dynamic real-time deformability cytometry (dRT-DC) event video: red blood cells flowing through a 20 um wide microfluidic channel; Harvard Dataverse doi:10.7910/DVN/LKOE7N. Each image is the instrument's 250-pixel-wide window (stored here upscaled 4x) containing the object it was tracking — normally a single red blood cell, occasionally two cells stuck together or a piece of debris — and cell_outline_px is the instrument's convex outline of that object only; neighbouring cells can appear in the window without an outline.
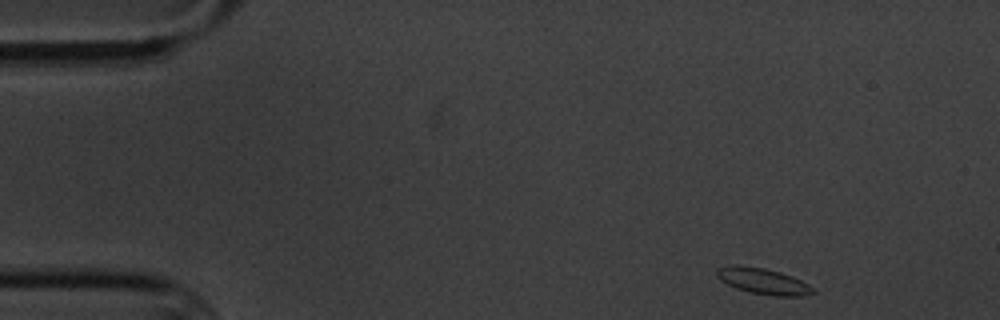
{"species": "common noctule bat (a hibernating species)", "species_latin": "Nyctalus noctula", "temperature_condition": "cold", "stored_images_in_passage": 4, "camera_frame_rate_fps": 3000, "um_per_image_px": 0.085, "animal": {"sex": "male", "body_mass_g": 20.1, "forearm_length_mm": 53.5}, "frame": {"image": 1, "passage_image": 1, "time_ms": 0.0, "image_size_px": [1000, 320], "cell_outline_px": [[816, 292], [804, 296], [776, 296], [748, 292], [736, 288], [720, 280], [716, 276], [716, 268], [736, 264], [764, 268], [780, 272], [792, 276], [816, 288]], "centroid_in_image_um": [64.87, 23.9], "position_along_channel_um": 20.1, "area_um2": 14.74}}
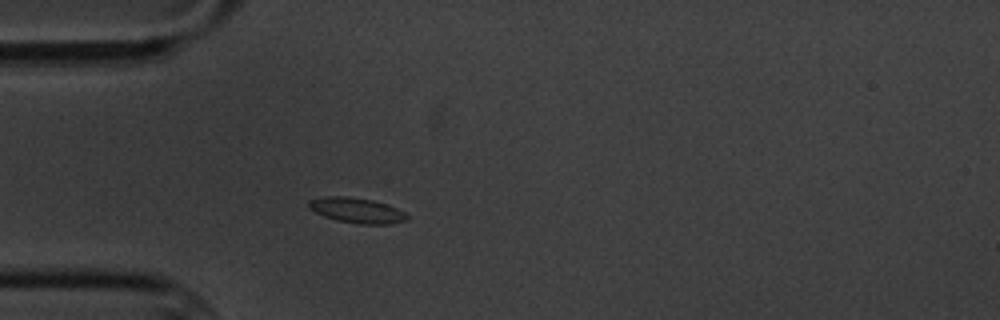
{"frame": {"image": 2, "passage_image": 4, "time_ms": 3.333, "image_size_px": [1000, 320], "cell_outline_px": [[408, 220], [392, 224], [360, 224], [336, 220], [324, 216], [308, 208], [308, 200], [324, 196], [344, 196], [372, 200], [388, 204], [404, 212], [408, 216]], "centroid_in_image_um": [30.33, 17.88], "position_along_channel_um": 54.7, "area_um2": 14.51}}